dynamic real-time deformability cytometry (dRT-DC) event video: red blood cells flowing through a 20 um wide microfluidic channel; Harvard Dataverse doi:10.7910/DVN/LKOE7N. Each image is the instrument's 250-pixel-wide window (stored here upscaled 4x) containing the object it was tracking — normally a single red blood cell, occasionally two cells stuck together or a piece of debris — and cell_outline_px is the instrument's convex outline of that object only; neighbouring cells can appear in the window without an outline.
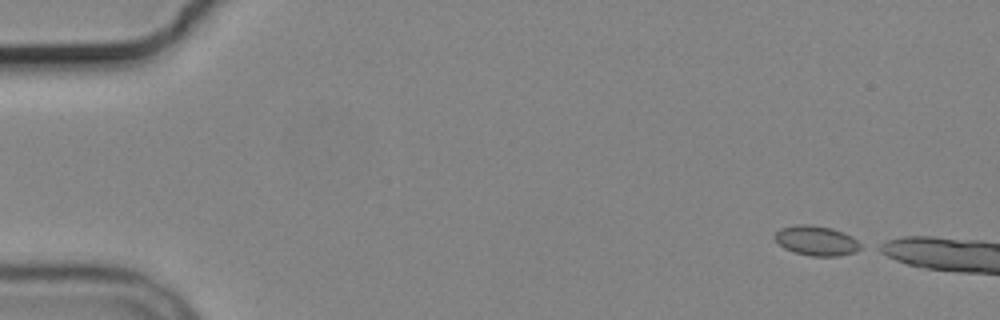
{"species": "common noctule bat (a hibernating species)", "species_latin": "Nyctalus noctula", "temperature_condition": "cold", "stored_images_in_passage": 2, "camera_frame_rate_fps": 3000, "um_per_image_px": 0.085, "animal": {"sex": "male", "body_mass_g": 19.2, "forearm_length_mm": 51.8}, "frame": {"image": 1, "passage_image": 1, "time_ms": 0.0, "image_size_px": [1000, 320], "cell_outline_px": [[864, 248], [856, 252], [836, 256], [812, 256], [796, 252], [784, 248], [776, 240], [776, 232], [780, 228], [796, 224], [808, 224], [832, 228], [844, 232], [852, 236], [864, 244]], "centroid_in_image_um": [69.48, 20.45], "position_along_channel_um": 15.5, "area_um2": 15.03}}